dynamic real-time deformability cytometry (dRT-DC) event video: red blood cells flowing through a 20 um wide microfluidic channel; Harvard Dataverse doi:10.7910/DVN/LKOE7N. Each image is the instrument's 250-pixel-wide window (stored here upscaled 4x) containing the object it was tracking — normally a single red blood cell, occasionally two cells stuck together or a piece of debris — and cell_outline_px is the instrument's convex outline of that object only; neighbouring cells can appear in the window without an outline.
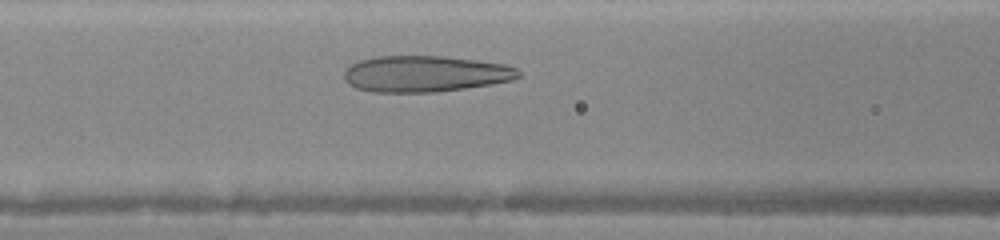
{"species": "human", "species_latin": "Homo sapiens", "temperature_condition": "warm", "stored_images_in_passage": 27, "camera_frame_rate_fps": 3000, "um_per_image_px": 0.085, "donor": {"sex": "female"}, "frame": {"image": 1, "passage_image": 9, "time_ms": 2.667, "image_size_px": [1000, 240], "cell_outline_px": [[520, 76], [512, 80], [464, 88], [436, 92], [372, 92], [356, 88], [348, 84], [344, 80], [344, 72], [352, 64], [360, 60], [376, 56], [448, 56], [504, 64], [516, 68], [520, 72]], "centroid_in_image_um": [36.11, 6.27], "position_along_channel_um": 130.5, "area_um2": 36.76}}
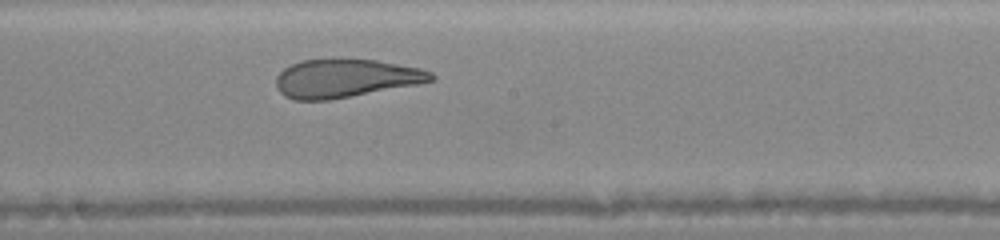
{"frame": {"image": 2, "passage_image": 15, "time_ms": 4.667, "image_size_px": [1000, 240], "cell_outline_px": [[436, 80], [416, 84], [328, 100], [296, 100], [284, 96], [276, 88], [276, 76], [284, 68], [300, 60], [376, 60], [420, 68], [432, 72], [436, 76]], "centroid_in_image_um": [29.36, 6.66], "position_along_channel_um": 218.8, "area_um2": 34.22}}
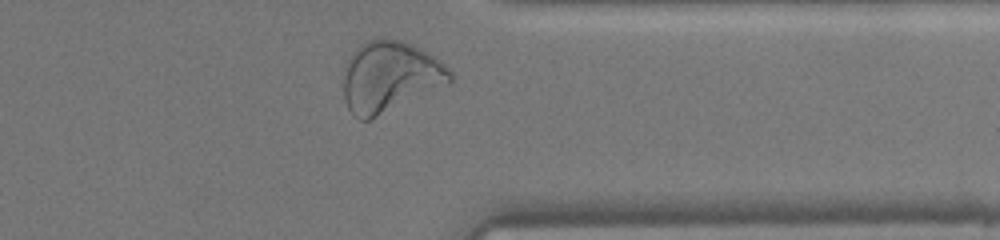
{"frame": {"image": 3, "passage_image": 26, "time_ms": 8.333, "image_size_px": [1000, 240], "cell_outline_px": [[452, 80], [368, 120], [360, 120], [348, 108], [344, 100], [344, 64], [348, 56], [360, 44], [368, 40], [380, 36], [384, 36], [404, 40], [420, 48], [440, 60], [452, 72]], "centroid_in_image_um": [33.08, 6.44], "position_along_channel_um": 378.3, "area_um2": 43.58}}